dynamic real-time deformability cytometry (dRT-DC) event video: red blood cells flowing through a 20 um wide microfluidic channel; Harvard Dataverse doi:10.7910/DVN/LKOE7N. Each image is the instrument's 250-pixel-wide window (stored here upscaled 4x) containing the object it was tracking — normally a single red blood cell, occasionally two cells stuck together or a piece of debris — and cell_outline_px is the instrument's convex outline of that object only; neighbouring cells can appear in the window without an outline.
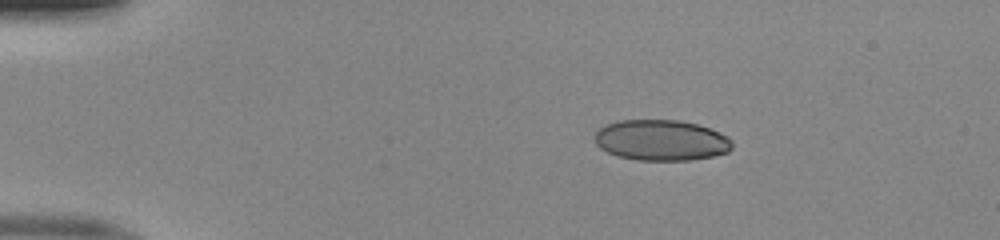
{"species": "human", "species_latin": "Homo sapiens", "temperature_condition": "room temperature", "stored_images_in_passage": 42, "camera_frame_rate_fps": 3000, "um_per_image_px": 0.085, "donor": {"sex": "male"}, "frame": {"image": 1, "passage_image": 1, "time_ms": 0.0, "image_size_px": [1000, 240], "cell_outline_px": [[732, 148], [728, 152], [712, 156], [692, 160], [636, 160], [616, 156], [600, 148], [596, 144], [596, 128], [620, 120], [680, 120], [696, 124], [720, 132], [728, 136], [732, 140]], "centroid_in_image_um": [56.21, 11.92], "position_along_channel_um": 28.8, "area_um2": 32.77}}
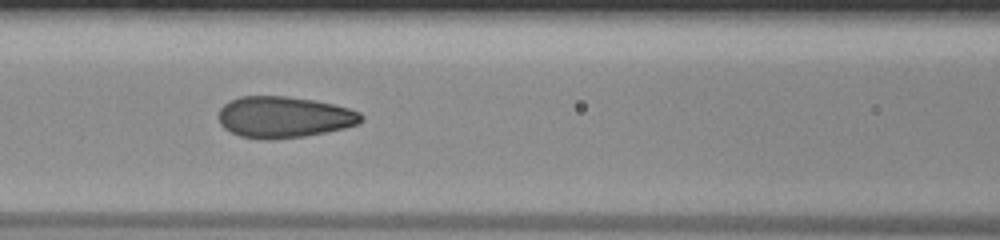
{"frame": {"image": 2, "passage_image": 15, "time_ms": 4.667, "image_size_px": [1000, 240], "cell_outline_px": [[364, 120], [360, 124], [344, 128], [304, 136], [272, 140], [264, 140], [240, 136], [224, 128], [220, 124], [220, 108], [228, 100], [240, 96], [288, 96], [316, 100], [348, 108], [360, 112], [364, 116]], "centroid_in_image_um": [24.15, 9.95], "position_along_channel_um": 142.4, "area_um2": 34.56}}
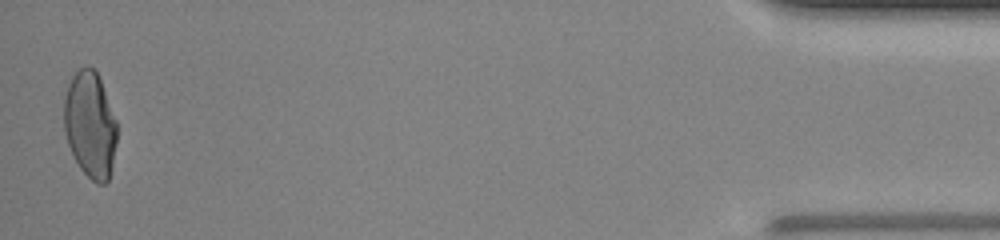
{"frame": {"image": 3, "passage_image": 42, "time_ms": 13.667, "image_size_px": [1000, 240], "cell_outline_px": [[116, 144], [112, 164], [108, 180], [104, 184], [96, 184], [80, 168], [68, 144], [64, 132], [64, 96], [68, 84], [72, 76], [80, 68], [88, 64], [96, 72], [100, 80], [116, 120]], "centroid_in_image_um": [7.65, 10.6], "position_along_channel_um": 427.6, "area_um2": 32.6}, "authors_computed_cell_mechanics": {"area_um2": 33.6396, "velocity_mm_per_s": 4.0705, "shape_relaxation_time_tau1_ms": 7.8342, "shape_relaxation_time_tau2_ms": null, "deformation_change_tau1": 0.2142, "deformation_change_tau2": null}}